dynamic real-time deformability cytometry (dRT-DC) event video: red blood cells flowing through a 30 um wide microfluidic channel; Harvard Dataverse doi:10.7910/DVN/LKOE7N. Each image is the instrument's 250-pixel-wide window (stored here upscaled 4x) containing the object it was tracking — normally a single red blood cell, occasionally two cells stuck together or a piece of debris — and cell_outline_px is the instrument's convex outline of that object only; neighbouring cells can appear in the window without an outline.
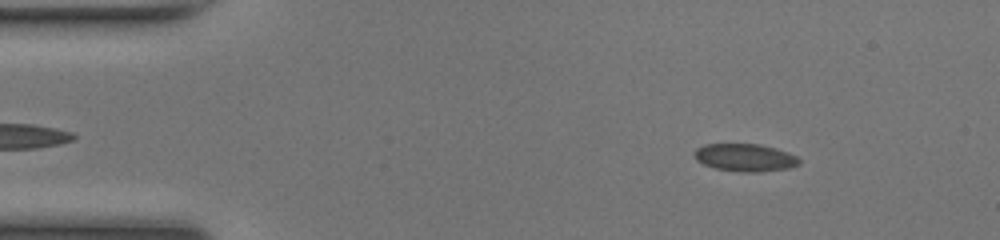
{"species": "common noctule bat (a hibernating species)", "species_latin": "Nyctalus noctula", "temperature_condition": "room temperature", "stored_images_in_passage": 48, "camera_frame_rate_fps": 3000, "um_per_image_px": 0.085, "animal": {"sex": "female", "body_mass_g": 17.0, "forearm_length_mm": 48.0}, "frame": {"image": 1, "passage_image": 5, "time_ms": 1.333, "image_size_px": [1000, 240], "cell_outline_px": [[800, 164], [788, 168], [760, 172], [740, 172], [716, 168], [704, 164], [696, 160], [696, 148], [704, 144], [760, 144], [776, 148], [788, 152], [796, 156], [800, 160]], "centroid_in_image_um": [63.36, 13.39], "position_along_channel_um": 21.6, "area_um2": 16.82}}
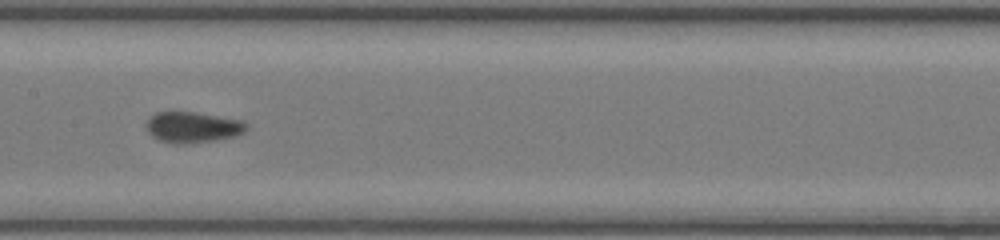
{"frame": {"image": 2, "passage_image": 23, "time_ms": 7.333, "image_size_px": [1000, 240], "cell_outline_px": [[248, 128], [244, 132], [236, 136], [216, 140], [184, 144], [172, 144], [160, 140], [152, 136], [148, 132], [144, 124], [148, 116], [156, 112], [192, 112], [244, 120], [248, 124]], "centroid_in_image_um": [16.36, 10.81], "position_along_channel_um": 191.0, "area_um2": 18.32}}
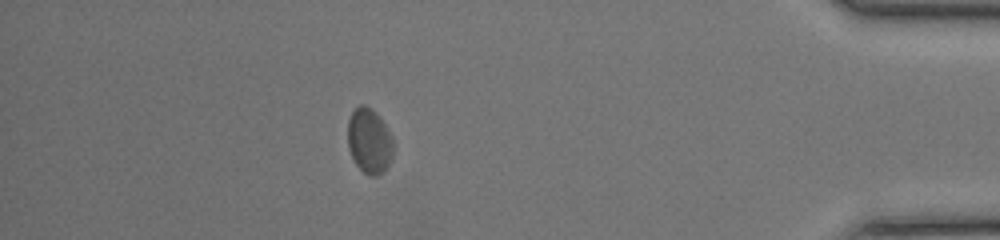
{"frame": {"image": 3, "passage_image": 42, "time_ms": 13.667, "image_size_px": [1000, 240], "cell_outline_px": [[392, 156], [384, 172], [376, 176], [368, 176], [356, 164], [348, 148], [348, 120], [352, 112], [360, 104], [364, 104], [372, 108], [376, 112], [392, 136]], "centroid_in_image_um": [31.38, 11.97], "position_along_channel_um": 403.8, "area_um2": 17.22}, "authors_computed_cell_mechanics": {"area_um2": 17.2533, "velocity_mm_per_s": 4.1679, "shape_relaxation_time_tau1_ms": 1.9541, "shape_relaxation_time_tau2_ms": 1.4828, "deformation_change_tau1": 0.0509, "deformation_change_tau2": 0.0384}}